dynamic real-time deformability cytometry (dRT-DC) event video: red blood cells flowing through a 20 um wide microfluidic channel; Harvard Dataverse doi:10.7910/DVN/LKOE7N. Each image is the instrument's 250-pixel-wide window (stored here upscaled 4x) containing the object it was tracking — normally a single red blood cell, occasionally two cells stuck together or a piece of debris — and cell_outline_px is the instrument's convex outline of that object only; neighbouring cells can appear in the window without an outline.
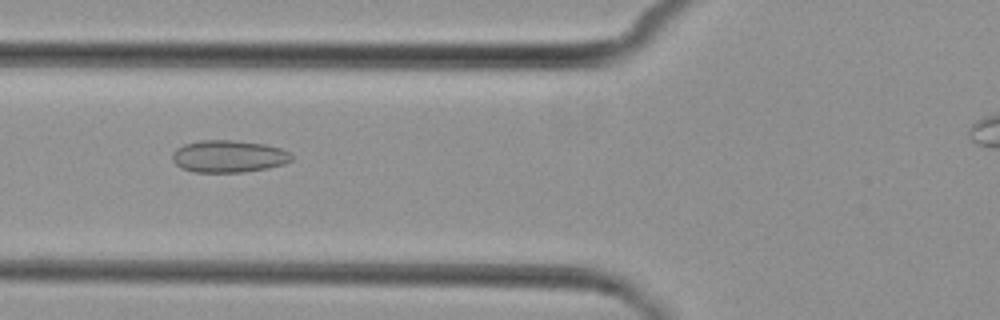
{"species": "common noctule bat (a hibernating species)", "species_latin": "Nyctalus noctula", "temperature_condition": "cold", "stored_images_in_passage": 8, "camera_frame_rate_fps": 3000, "um_per_image_px": 0.085, "animal": {"sex": "female", "body_mass_g": 29.2, "forearm_length_mm": 56.3}, "frame": {"image": 1, "passage_image": 6, "time_ms": 6.0, "image_size_px": [1000, 320], "cell_outline_px": [[292, 160], [284, 164], [268, 168], [244, 172], [192, 172], [180, 168], [172, 160], [172, 152], [176, 148], [184, 144], [200, 140], [232, 140], [264, 144], [280, 148], [288, 152], [292, 156]], "centroid_in_image_um": [19.4, 13.29], "position_along_channel_um": 106.4, "area_um2": 22.48}}
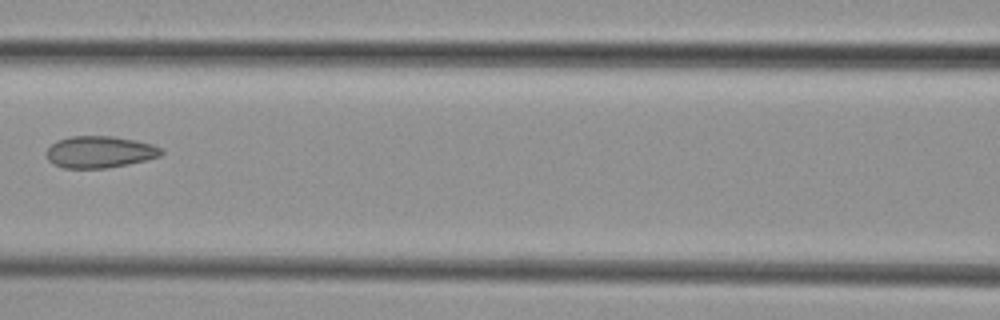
{"frame": {"image": 2, "passage_image": 7, "time_ms": 7.333, "image_size_px": [1000, 320], "cell_outline_px": [[164, 152], [160, 156], [128, 164], [108, 168], [64, 168], [52, 164], [48, 160], [44, 152], [56, 140], [72, 136], [112, 136], [136, 140], [152, 144], [160, 148]], "centroid_in_image_um": [8.43, 12.92], "position_along_channel_um": 158.2, "area_um2": 21.39}}
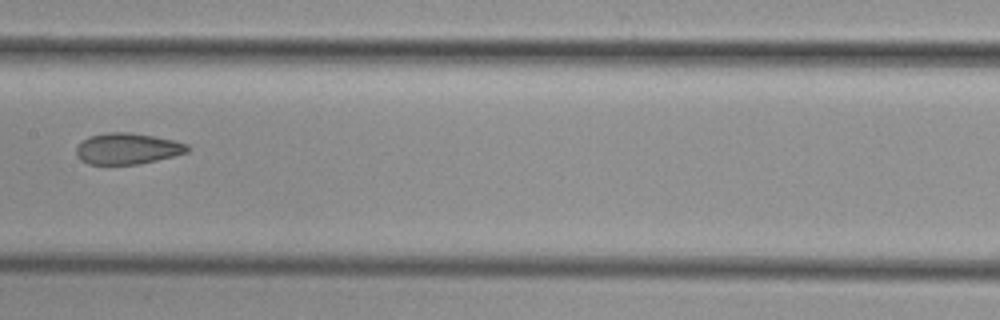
{"frame": {"image": 3, "passage_image": 8, "time_ms": 8.333, "image_size_px": [1000, 320], "cell_outline_px": [[192, 148], [188, 152], [140, 164], [88, 164], [80, 160], [76, 156], [76, 148], [88, 136], [108, 132], [132, 132], [172, 140], [188, 144]], "centroid_in_image_um": [10.83, 12.63], "position_along_channel_um": 196.6, "area_um2": 20.17}}